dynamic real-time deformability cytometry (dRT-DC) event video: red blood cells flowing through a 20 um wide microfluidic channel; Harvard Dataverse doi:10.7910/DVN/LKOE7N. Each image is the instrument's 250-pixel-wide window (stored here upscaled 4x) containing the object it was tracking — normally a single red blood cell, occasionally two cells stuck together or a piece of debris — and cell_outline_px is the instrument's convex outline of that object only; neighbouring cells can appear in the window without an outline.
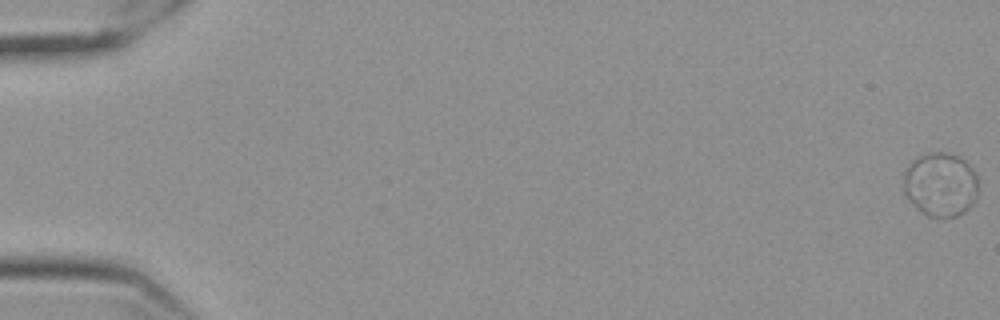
{"species": "Egyptian fruit bat (a non-hibernating species)", "species_latin": "Rousettus aegyptiacus", "temperature_condition": "cold", "stored_images_in_passage": 11, "camera_frame_rate_fps": 3000, "um_per_image_px": 0.085, "frame": {"image": 1, "passage_image": 1, "time_ms": 0.0, "image_size_px": [1000, 320], "cell_outline_px": [[976, 200], [964, 212], [956, 216], [928, 216], [920, 212], [912, 204], [904, 192], [904, 172], [912, 160], [920, 156], [932, 152], [944, 152], [956, 156], [964, 160], [972, 168], [976, 176]], "centroid_in_image_um": [79.92, 15.69], "position_along_channel_um": 5.1, "area_um2": 27.57}}